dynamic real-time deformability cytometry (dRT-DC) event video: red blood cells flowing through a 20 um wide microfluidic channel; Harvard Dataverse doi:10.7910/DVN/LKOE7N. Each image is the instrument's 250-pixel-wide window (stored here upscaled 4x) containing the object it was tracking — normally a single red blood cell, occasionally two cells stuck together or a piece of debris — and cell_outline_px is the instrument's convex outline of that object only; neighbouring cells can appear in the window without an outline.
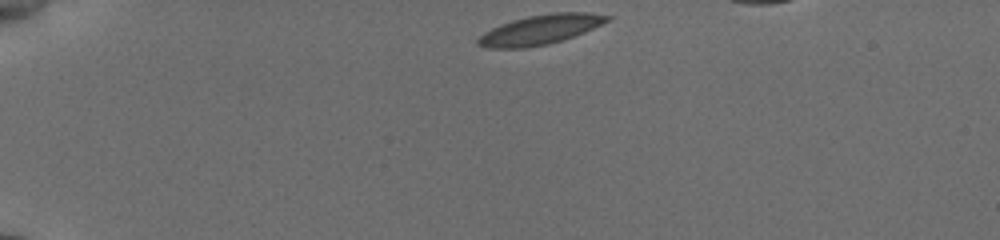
{"species": "common noctule bat (a hibernating species)", "species_latin": "Nyctalus noctula", "temperature_condition": "cold", "stored_images_in_passage": 41, "camera_frame_rate_fps": 3000, "um_per_image_px": 0.085, "animal": {"sex": "female", "body_mass_g": 19.5, "forearm_length_mm": 54.1}, "frame": {"image": 1, "passage_image": 1, "time_ms": 0.0, "image_size_px": [1000, 240], "cell_outline_px": [[612, 16], [608, 20], [584, 32], [548, 44], [524, 48], [488, 48], [476, 44], [476, 40], [484, 32], [500, 24], [512, 20], [528, 16], [552, 12], [588, 12]], "centroid_in_image_um": [45.87, 2.51], "position_along_channel_um": 39.1, "area_um2": 22.08}}
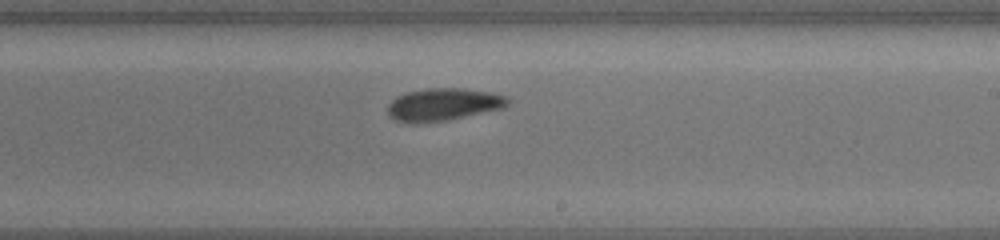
{"frame": {"image": 2, "passage_image": 23, "time_ms": 7.333, "image_size_px": [1000, 240], "cell_outline_px": [[508, 104], [504, 108], [448, 120], [416, 124], [412, 124], [396, 120], [388, 116], [388, 104], [396, 96], [404, 92], [428, 88], [464, 88], [492, 92], [508, 96]], "centroid_in_image_um": [37.66, 8.88], "position_along_channel_um": 251.3, "area_um2": 23.12}}
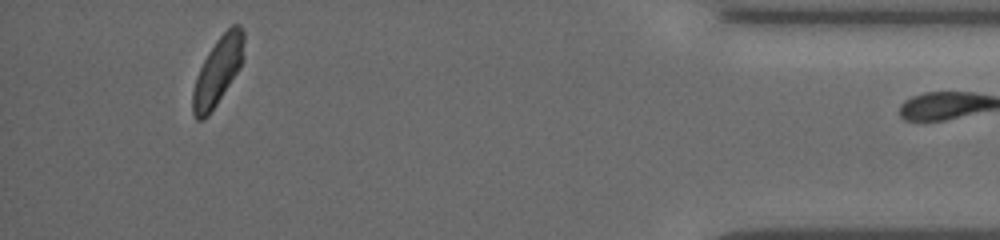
{"frame": {"image": 3, "passage_image": 40, "time_ms": 13.0, "image_size_px": [1000, 240], "cell_outline_px": [[244, 60], [240, 68], [208, 116], [204, 120], [196, 120], [192, 112], [192, 92], [196, 76], [208, 52], [216, 40], [232, 24], [240, 24], [244, 32]], "centroid_in_image_um": [18.52, 6.03], "position_along_channel_um": 416.7, "area_um2": 20.29}}